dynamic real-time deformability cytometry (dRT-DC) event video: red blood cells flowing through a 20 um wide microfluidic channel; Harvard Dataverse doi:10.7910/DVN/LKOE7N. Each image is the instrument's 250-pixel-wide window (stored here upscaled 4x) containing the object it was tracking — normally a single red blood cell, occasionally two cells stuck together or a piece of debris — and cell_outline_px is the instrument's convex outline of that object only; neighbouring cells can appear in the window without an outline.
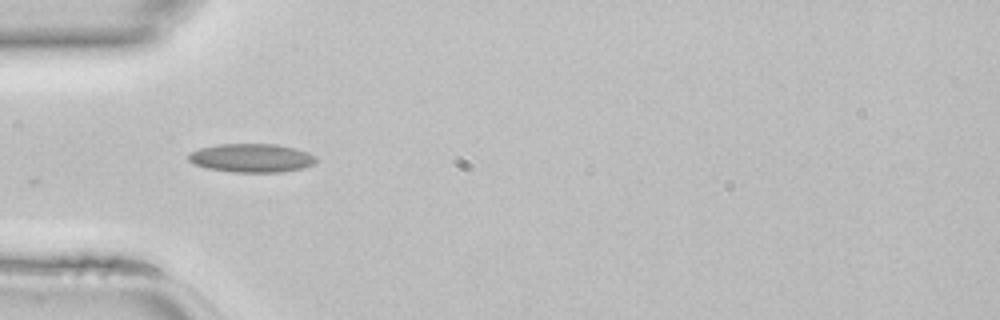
{"species": "common noctule bat (a hibernating species)", "species_latin": "Nyctalus noctula", "temperature_condition": "room temperature", "stored_images_in_passage": 3, "camera_frame_rate_fps": 3000, "um_per_image_px": 0.085, "animal": {"sex": "female", "body_mass_g": 22.7, "forearm_length_mm": 54.2}, "frame": {"image": 1, "passage_image": 1, "time_ms": 0.0, "image_size_px": [1000, 320], "cell_outline_px": [[316, 160], [312, 164], [304, 168], [280, 172], [232, 172], [208, 168], [192, 164], [188, 160], [188, 152], [200, 148], [220, 144], [276, 144], [296, 148], [308, 152], [316, 156]], "centroid_in_image_um": [21.36, 13.42], "position_along_channel_um": 63.6, "area_um2": 21.39}}